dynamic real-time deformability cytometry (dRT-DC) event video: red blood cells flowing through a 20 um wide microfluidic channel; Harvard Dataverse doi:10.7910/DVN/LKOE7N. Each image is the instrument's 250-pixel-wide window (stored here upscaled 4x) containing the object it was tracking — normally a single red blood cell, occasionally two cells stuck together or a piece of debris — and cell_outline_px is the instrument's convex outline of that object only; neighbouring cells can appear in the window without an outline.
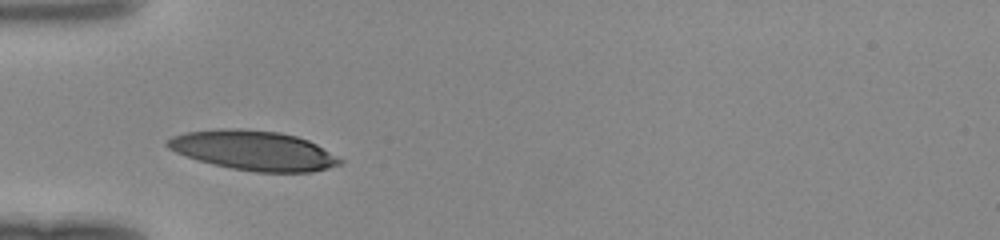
{"species": "human", "species_latin": "Homo sapiens", "temperature_condition": "room temperature", "stored_images_in_passage": 25, "camera_frame_rate_fps": 3000, "um_per_image_px": 0.085, "donor": {"sex": "female"}, "frame": {"image": 1, "passage_image": 1, "time_ms": 0.0, "image_size_px": [1000, 240], "cell_outline_px": [[344, 164], [312, 172], [256, 172], [232, 168], [212, 164], [176, 152], [168, 148], [164, 144], [164, 140], [172, 136], [188, 132], [220, 128], [240, 128], [280, 132], [296, 136], [308, 140], [316, 144], [344, 160]], "centroid_in_image_um": [21.57, 12.78], "position_along_channel_um": 63.4, "area_um2": 39.88}}
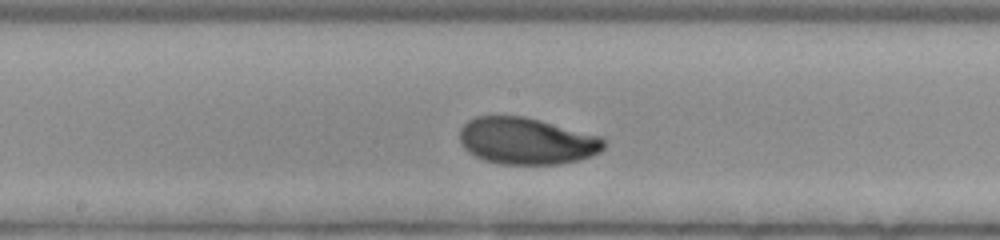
{"frame": {"image": 2, "passage_image": 11, "time_ms": 3.333, "image_size_px": [1000, 240], "cell_outline_px": [[604, 148], [600, 152], [592, 156], [580, 160], [560, 164], [500, 164], [484, 160], [468, 152], [460, 144], [460, 128], [468, 120], [476, 116], [524, 116], [540, 120], [600, 136], [604, 140]], "centroid_in_image_um": [44.75, 11.99], "position_along_channel_um": 203.5, "area_um2": 39.42}}
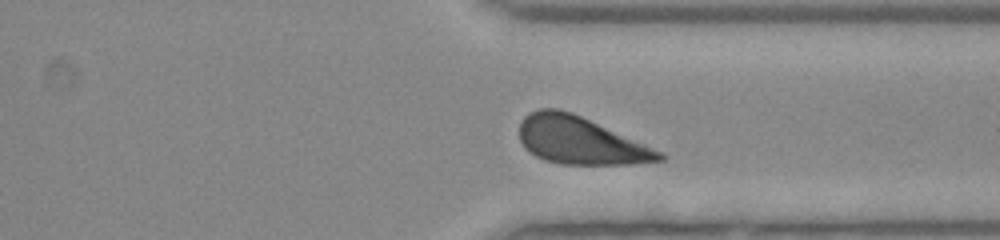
{"frame": {"image": 3, "passage_image": 22, "time_ms": 7.0, "image_size_px": [1000, 240], "cell_outline_px": [[668, 156], [664, 160], [632, 164], [560, 164], [544, 160], [528, 152], [524, 148], [520, 140], [520, 120], [528, 112], [540, 108], [556, 108], [572, 112], [664, 152]], "centroid_in_image_um": [49.32, 11.94], "position_along_channel_um": 362.1, "area_um2": 38.96}}